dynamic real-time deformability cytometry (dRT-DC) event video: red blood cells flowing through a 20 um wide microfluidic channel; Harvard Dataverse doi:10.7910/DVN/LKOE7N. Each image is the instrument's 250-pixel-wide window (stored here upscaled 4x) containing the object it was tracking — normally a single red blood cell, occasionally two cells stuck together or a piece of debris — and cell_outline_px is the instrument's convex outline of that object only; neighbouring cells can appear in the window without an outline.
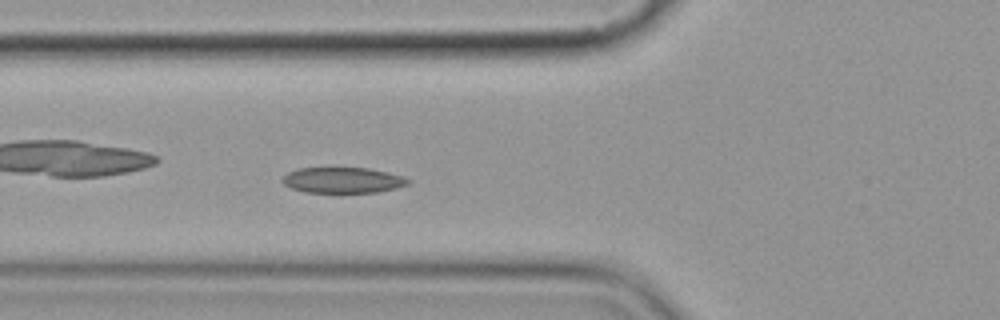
{"species": "common noctule bat (a hibernating species)", "species_latin": "Nyctalus noctula", "temperature_condition": "cold", "stored_images_in_passage": 5, "camera_frame_rate_fps": 3000, "um_per_image_px": 0.085, "animal": {"sex": "female", "body_mass_g": 19.9}, "frame": {"image": 1, "passage_image": 5, "time_ms": 4.667, "image_size_px": [1000, 320], "cell_outline_px": [[412, 180], [408, 184], [396, 188], [376, 192], [304, 192], [292, 188], [284, 184], [280, 180], [288, 172], [296, 168], [368, 168], [388, 172], [404, 176]], "centroid_in_image_um": [29.14, 15.31], "position_along_channel_um": 96.7, "area_um2": 18.84}}